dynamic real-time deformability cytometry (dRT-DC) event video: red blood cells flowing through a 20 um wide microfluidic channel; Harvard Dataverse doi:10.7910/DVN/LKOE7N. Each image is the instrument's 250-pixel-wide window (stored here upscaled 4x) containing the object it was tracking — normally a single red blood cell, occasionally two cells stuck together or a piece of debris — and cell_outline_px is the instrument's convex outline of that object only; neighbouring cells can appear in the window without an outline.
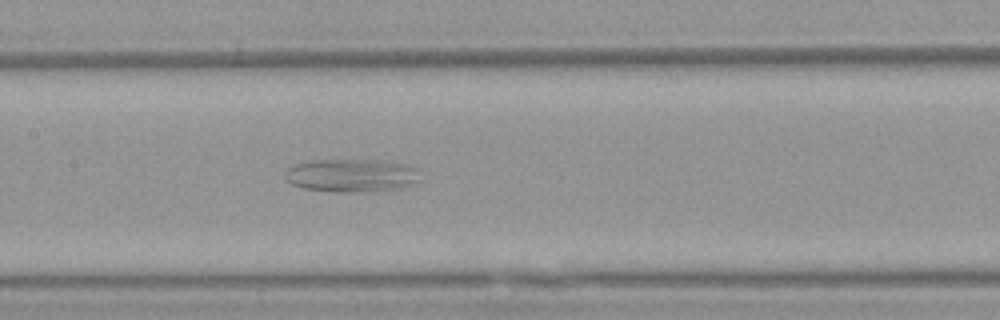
{"species": "Egyptian fruit bat (a non-hibernating species)", "species_latin": "Rousettus aegyptiacus", "temperature_condition": "warm", "stored_images_in_passage": 40, "camera_frame_rate_fps": 3000, "um_per_image_px": 0.085, "animal": {"sex": "female"}, "frame": {"image": 1, "passage_image": 19, "time_ms": 6.0, "image_size_px": [1000, 320], "cell_outline_px": [[424, 180], [404, 188], [372, 192], [332, 192], [304, 188], [292, 184], [284, 176], [284, 172], [288, 168], [296, 164], [312, 160], [392, 160], [412, 164], [420, 168]], "centroid_in_image_um": [30.06, 14.91], "position_along_channel_um": 177.3, "area_um2": 27.22}}
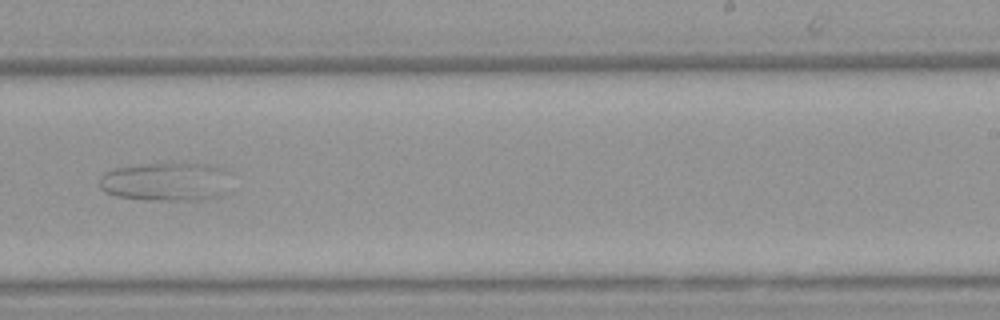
{"frame": {"image": 2, "passage_image": 27, "time_ms": 8.667, "image_size_px": [1000, 320], "cell_outline_px": [[236, 172], [228, 192], [224, 196], [200, 200], [144, 200], [116, 196], [104, 192], [100, 188], [100, 176], [104, 172], [112, 168], [168, 160], [180, 160], [216, 164]], "centroid_in_image_um": [14.3, 15.38], "position_along_channel_um": 274.7, "area_um2": 32.25}}
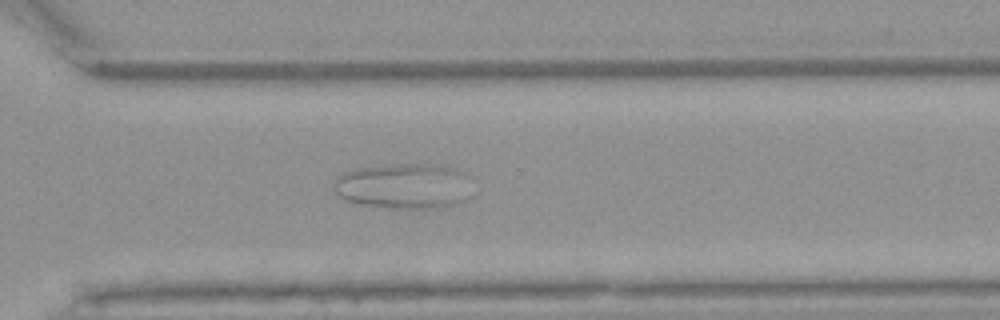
{"frame": {"image": 3, "passage_image": 32, "time_ms": 10.333, "image_size_px": [1000, 320], "cell_outline_px": [[476, 180], [472, 196], [468, 200], [456, 204], [440, 208], [392, 208], [360, 204], [344, 200], [332, 188], [332, 180], [344, 172], [360, 168], [392, 164], [440, 164], [468, 172]], "centroid_in_image_um": [34.48, 15.81], "position_along_channel_um": 336.1, "area_um2": 38.09}}